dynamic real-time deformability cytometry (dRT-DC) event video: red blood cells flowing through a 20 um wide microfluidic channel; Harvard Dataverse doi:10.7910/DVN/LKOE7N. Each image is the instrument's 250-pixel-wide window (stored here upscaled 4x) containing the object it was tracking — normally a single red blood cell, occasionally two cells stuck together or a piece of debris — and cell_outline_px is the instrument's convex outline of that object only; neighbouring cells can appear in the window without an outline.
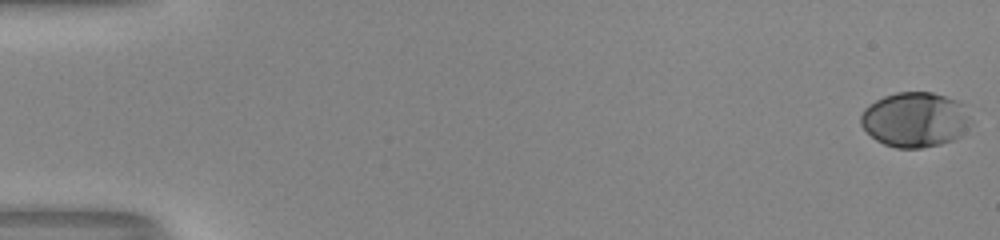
{"species": "human", "species_latin": "Homo sapiens", "temperature_condition": "room temperature", "stored_images_in_passage": 53, "camera_frame_rate_fps": 3000, "um_per_image_px": 0.085, "donor": {"sex": "male"}, "frame": {"image": 1, "passage_image": 1, "time_ms": 0.0, "image_size_px": [1000, 240], "cell_outline_px": [[972, 124], [960, 136], [952, 140], [940, 144], [920, 148], [896, 148], [884, 144], [876, 140], [860, 124], [860, 116], [864, 108], [868, 104], [884, 96], [896, 92], [932, 92], [956, 100], [964, 104], [972, 120]], "centroid_in_image_um": [77.79, 10.16], "position_along_channel_um": 7.2, "area_um2": 35.49}}
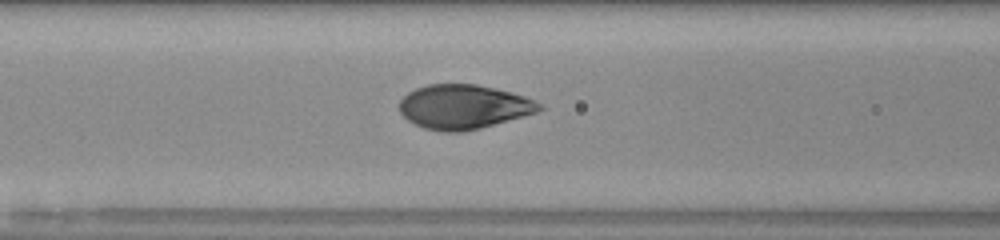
{"frame": {"image": 2, "passage_image": 24, "time_ms": 7.667, "image_size_px": [1000, 240], "cell_outline_px": [[544, 108], [536, 112], [524, 116], [480, 128], [460, 132], [444, 132], [424, 128], [408, 120], [400, 112], [400, 100], [408, 92], [416, 88], [428, 84], [476, 84], [512, 92], [524, 96], [540, 104]], "centroid_in_image_um": [39.39, 9.07], "position_along_channel_um": 127.2, "area_um2": 35.89}}
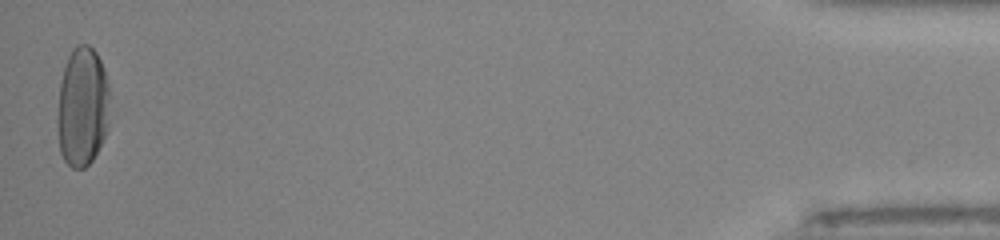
{"frame": {"image": 3, "passage_image": 53, "time_ms": 17.333, "image_size_px": [1000, 240], "cell_outline_px": [[108, 128], [92, 160], [84, 168], [72, 168], [64, 160], [60, 152], [56, 120], [60, 84], [64, 68], [68, 56], [72, 48], [76, 44], [88, 44], [96, 52], [104, 68], [108, 80]], "centroid_in_image_um": [6.99, 9.06], "position_along_channel_um": 428.2, "area_um2": 36.65}, "authors_computed_cell_mechanics": {"area_um2": 35.8938, "velocity_mm_per_s": 4.0658, "shape_relaxation_time_tau1_ms": 3.1695, "shape_relaxation_time_tau2_ms": null, "deformation_change_tau1": 0.1844, "deformation_change_tau2": null}}